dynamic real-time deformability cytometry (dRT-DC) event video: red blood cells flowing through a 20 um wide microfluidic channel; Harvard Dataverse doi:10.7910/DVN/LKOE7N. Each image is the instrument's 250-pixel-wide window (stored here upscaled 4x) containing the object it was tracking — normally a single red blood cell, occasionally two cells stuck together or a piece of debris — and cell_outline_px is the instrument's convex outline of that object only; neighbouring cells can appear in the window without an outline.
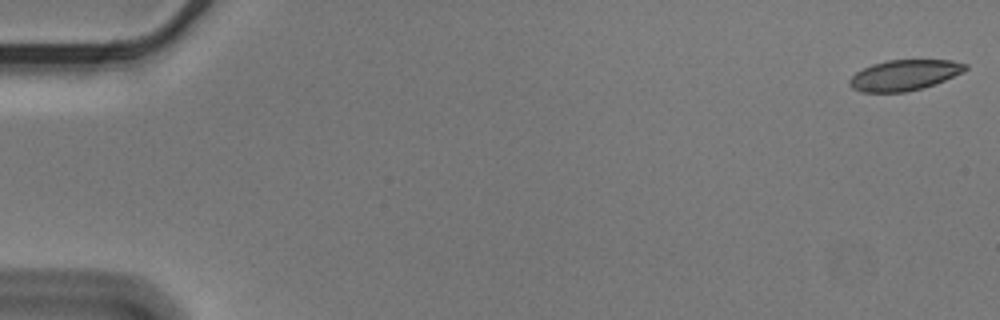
{"species": "Egyptian fruit bat (a non-hibernating species)", "species_latin": "Rousettus aegyptiacus", "temperature_condition": "cold", "stored_images_in_passage": 10, "camera_frame_rate_fps": 3000, "um_per_image_px": 0.085, "animal": {"sex": "male"}, "frame": {"image": 1, "passage_image": 1, "time_ms": 0.0, "image_size_px": [1000, 320], "cell_outline_px": [[968, 68], [964, 72], [936, 84], [924, 88], [904, 92], [860, 92], [852, 88], [848, 84], [848, 80], [856, 72], [872, 64], [888, 60], [952, 60], [968, 64]], "centroid_in_image_um": [76.89, 6.39], "position_along_channel_um": 8.1, "area_um2": 20.87}}